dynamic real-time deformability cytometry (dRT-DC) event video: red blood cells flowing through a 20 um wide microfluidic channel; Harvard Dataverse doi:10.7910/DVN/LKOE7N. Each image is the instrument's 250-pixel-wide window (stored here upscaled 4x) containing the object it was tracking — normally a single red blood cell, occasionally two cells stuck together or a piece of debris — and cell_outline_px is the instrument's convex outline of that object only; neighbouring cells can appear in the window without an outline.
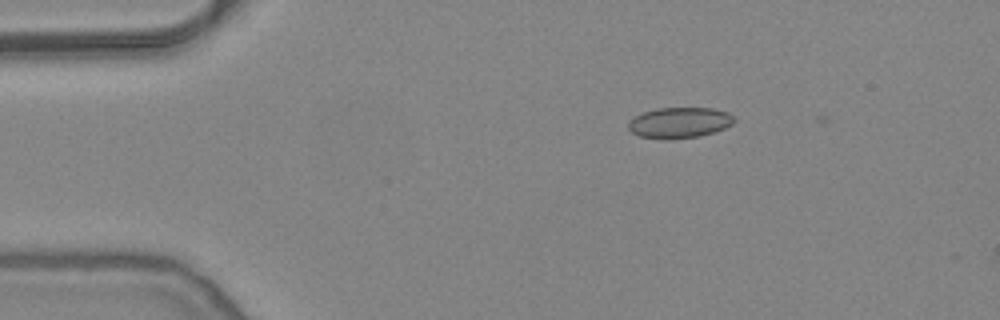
{"species": "common noctule bat (a hibernating species)", "species_latin": "Nyctalus noctula", "temperature_condition": "warm", "stored_images_in_passage": 5, "camera_frame_rate_fps": 3000, "um_per_image_px": 0.085, "animal": {"sex": "female", "body_mass_g": 24.6, "forearm_length_mm": 56.2}, "frame": {"image": 1, "passage_image": 1, "time_ms": 0.0, "image_size_px": [1000, 320], "cell_outline_px": [[736, 120], [732, 124], [724, 128], [700, 136], [640, 136], [632, 132], [628, 128], [628, 120], [644, 112], [656, 108], [712, 108], [728, 112], [736, 116]], "centroid_in_image_um": [57.81, 10.36], "position_along_channel_um": 27.2, "area_um2": 18.21}}